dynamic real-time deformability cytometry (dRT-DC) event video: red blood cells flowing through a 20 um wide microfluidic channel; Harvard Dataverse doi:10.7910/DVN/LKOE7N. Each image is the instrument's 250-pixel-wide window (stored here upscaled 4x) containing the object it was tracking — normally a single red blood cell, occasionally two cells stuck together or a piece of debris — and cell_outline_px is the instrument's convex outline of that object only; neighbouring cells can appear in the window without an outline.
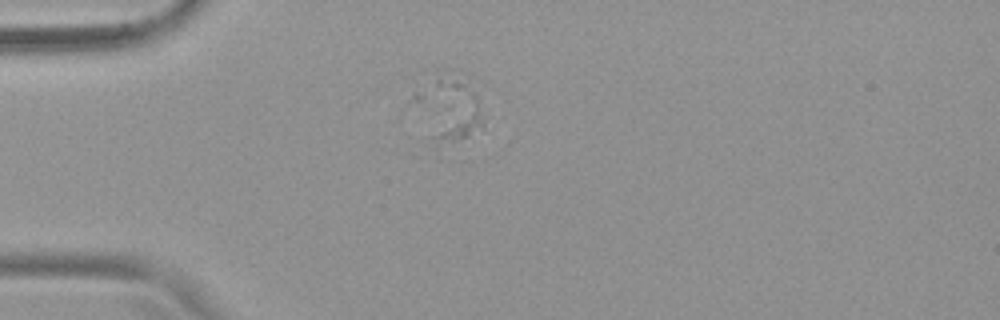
{"species": "common noctule bat (a hibernating species)", "species_latin": "Nyctalus noctula", "temperature_condition": "warm", "stored_images_in_passage": 41, "segment_of_instrument_passage": [1, 3], "camera_frame_rate_fps": 3000, "um_per_image_px": 0.085, "animal": {"sex": "female", "body_mass_g": 19.9}, "frame": {"image": 1, "passage_image": 1, "time_ms": 0.0, "image_size_px": [1000, 320], "cell_outline_px": [[484, 128], [464, 136], [452, 140], [436, 136], [436, 80], [448, 68], [464, 72], [476, 96]], "centroid_in_image_um": [38.78, 9.04], "position_along_channel_um": 46.2, "area_um2": 18.73}}